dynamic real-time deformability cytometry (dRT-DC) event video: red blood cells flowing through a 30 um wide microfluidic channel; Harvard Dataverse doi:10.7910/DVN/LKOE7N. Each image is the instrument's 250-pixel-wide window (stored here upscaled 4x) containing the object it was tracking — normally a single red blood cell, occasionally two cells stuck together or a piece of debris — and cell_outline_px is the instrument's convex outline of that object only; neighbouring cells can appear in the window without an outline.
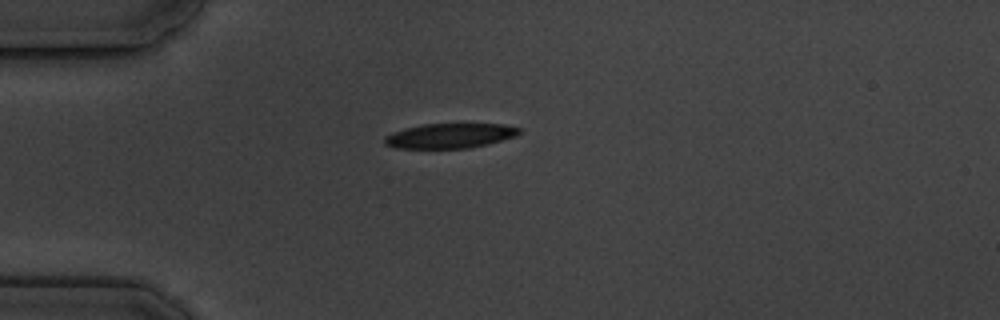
{"species": "common noctule bat (a hibernating species)", "species_latin": "Nyctalus noctula", "temperature_condition": "cold", "stored_images_in_passage": 6, "camera_frame_rate_fps": 3000, "um_per_image_px": 0.085, "animal": {"sex": "male", "body_mass_g": 19.5, "forearm_length_mm": 54.6}, "frame": {"image": 1, "passage_image": 1, "time_ms": 0.0, "image_size_px": [1000, 320], "cell_outline_px": [[520, 132], [516, 136], [488, 144], [468, 148], [396, 148], [384, 144], [384, 136], [392, 132], [404, 128], [424, 124], [504, 124], [520, 128]], "centroid_in_image_um": [38.22, 11.54], "position_along_channel_um": 46.8, "area_um2": 19.48}}
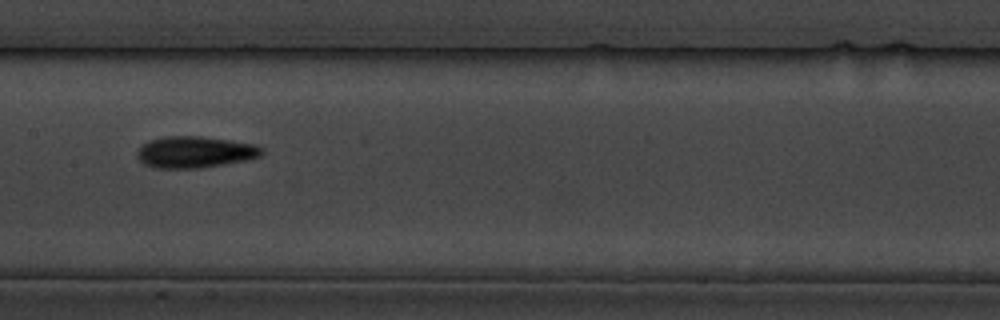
{"frame": {"image": 2, "passage_image": 5, "time_ms": 4.667, "image_size_px": [1000, 320], "cell_outline_px": [[264, 152], [260, 156], [244, 160], [224, 164], [200, 168], [156, 168], [144, 164], [136, 156], [136, 152], [140, 144], [148, 140], [164, 136], [200, 136], [256, 144]], "centroid_in_image_um": [16.5, 12.92], "position_along_channel_um": 190.9, "area_um2": 22.95}}